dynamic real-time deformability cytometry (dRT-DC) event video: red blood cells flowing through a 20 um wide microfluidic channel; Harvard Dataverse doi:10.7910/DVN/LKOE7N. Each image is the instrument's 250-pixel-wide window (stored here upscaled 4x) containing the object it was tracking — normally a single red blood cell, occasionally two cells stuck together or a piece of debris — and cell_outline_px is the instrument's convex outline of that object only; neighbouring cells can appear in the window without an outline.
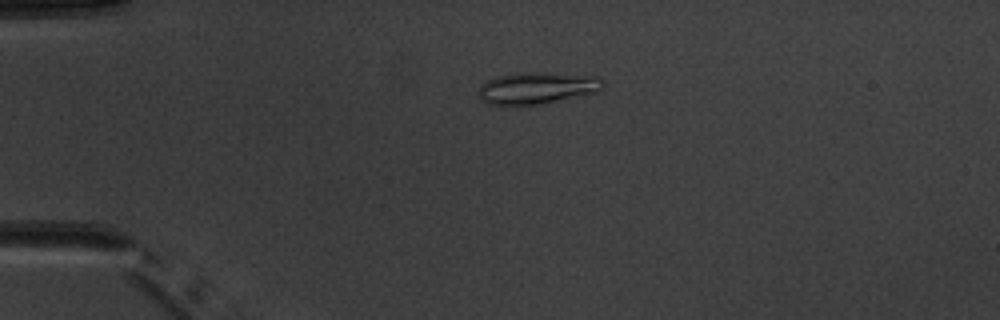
{"species": "common noctule bat (a hibernating species)", "species_latin": "Nyctalus noctula", "temperature_condition": "warm", "stored_images_in_passage": 6, "camera_frame_rate_fps": 3000, "um_per_image_px": 0.085, "animal": {"sex": "male", "body_mass_g": 20.1, "forearm_length_mm": 53.5}, "frame": {"image": 1, "passage_image": 6, "time_ms": 7.0, "image_size_px": [1000, 320], "cell_outline_px": [[604, 84], [596, 92], [540, 104], [488, 104], [480, 100], [480, 84], [496, 76], [520, 72], [540, 72], [600, 76]], "centroid_in_image_um": [45.64, 7.45], "position_along_channel_um": 39.4, "area_um2": 22.83}}